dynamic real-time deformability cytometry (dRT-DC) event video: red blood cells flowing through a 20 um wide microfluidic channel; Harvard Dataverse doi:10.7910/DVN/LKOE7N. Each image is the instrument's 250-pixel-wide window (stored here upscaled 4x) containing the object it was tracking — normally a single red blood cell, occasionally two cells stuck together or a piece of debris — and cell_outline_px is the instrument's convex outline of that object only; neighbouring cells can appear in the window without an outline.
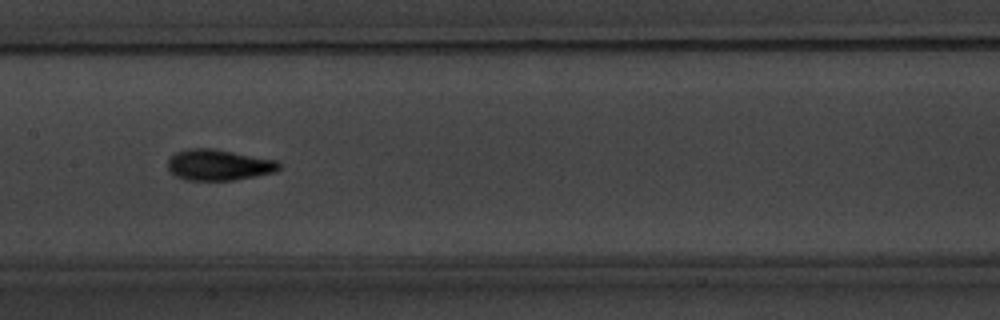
{"species": "common noctule bat (a hibernating species)", "species_latin": "Nyctalus noctula", "temperature_condition": "warm", "stored_images_in_passage": 5, "camera_frame_rate_fps": 3000, "um_per_image_px": 0.085, "animal": {"sex": "male", "body_mass_g": 20.1, "forearm_length_mm": 53.5}, "frame": {"image": 1, "passage_image": 5, "time_ms": 4.667, "image_size_px": [1000, 320], "cell_outline_px": [[284, 164], [276, 172], [256, 176], [232, 180], [188, 180], [176, 176], [168, 168], [168, 156], [176, 152], [188, 148], [216, 148], [276, 160]], "centroid_in_image_um": [18.61, 14.0], "position_along_channel_um": 188.8, "area_um2": 20.35}}